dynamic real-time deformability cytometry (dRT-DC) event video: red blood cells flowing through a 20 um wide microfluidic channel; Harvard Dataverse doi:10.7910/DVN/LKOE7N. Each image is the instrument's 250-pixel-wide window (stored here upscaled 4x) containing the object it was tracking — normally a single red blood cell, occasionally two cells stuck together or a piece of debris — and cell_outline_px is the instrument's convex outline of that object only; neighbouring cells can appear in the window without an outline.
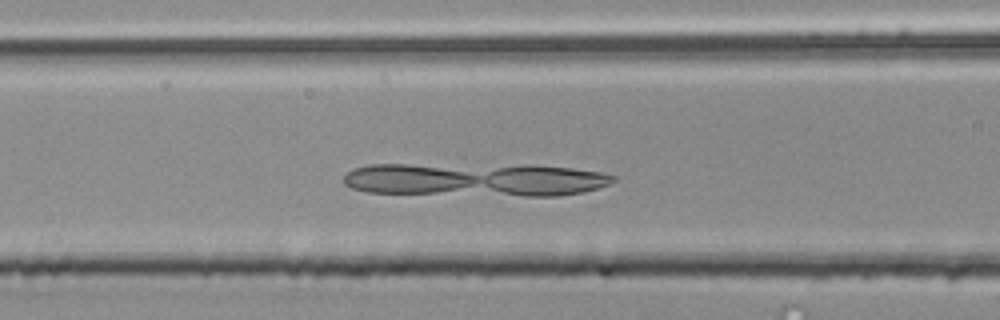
{"species": "common noctule bat (a hibernating species)", "species_latin": "Nyctalus noctula", "temperature_condition": "room temperature", "stored_images_in_passage": 46, "camera_frame_rate_fps": 3000, "um_per_image_px": 0.085, "animal": {"sex": "male", "body_mass_g": 20.4}, "frame": {"image": 1, "passage_image": 14, "time_ms": 4.333, "image_size_px": [1000, 320], "cell_outline_px": [[616, 180], [608, 184], [584, 192], [560, 196], [524, 196], [368, 192], [352, 188], [344, 184], [344, 176], [352, 168], [372, 164], [408, 164], [572, 168], [600, 172], [616, 176]], "centroid_in_image_um": [40.34, 15.29], "position_along_channel_um": 126.3, "area_um2": 51.33}}